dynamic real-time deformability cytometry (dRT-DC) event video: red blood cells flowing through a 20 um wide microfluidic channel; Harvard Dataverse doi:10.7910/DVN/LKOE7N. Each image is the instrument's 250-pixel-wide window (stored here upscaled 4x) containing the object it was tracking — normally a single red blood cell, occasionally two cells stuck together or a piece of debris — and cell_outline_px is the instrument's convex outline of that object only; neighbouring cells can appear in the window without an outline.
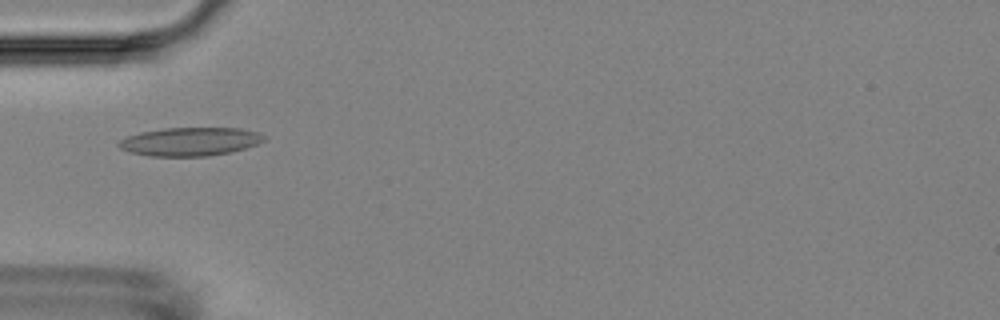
{"species": "Egyptian fruit bat (a non-hibernating species)", "species_latin": "Rousettus aegyptiacus", "temperature_condition": "room temperature", "stored_images_in_passage": 10, "camera_frame_rate_fps": 3000, "um_per_image_px": 0.085, "animal": {"sex": "female"}, "frame": {"image": 1, "passage_image": 1, "time_ms": 0.0, "image_size_px": [1000, 320], "cell_outline_px": [[264, 140], [256, 144], [244, 148], [228, 152], [208, 156], [148, 156], [128, 152], [120, 148], [116, 144], [120, 140], [128, 136], [140, 132], [164, 128], [240, 128], [256, 132], [264, 136]], "centroid_in_image_um": [16.09, 12.03], "position_along_channel_um": 68.9, "area_um2": 23.93}}
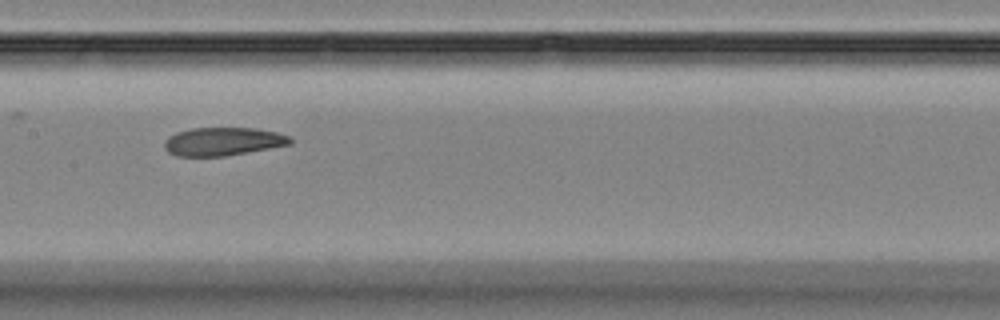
{"frame": {"image": 2, "passage_image": 4, "time_ms": 3.333, "image_size_px": [1000, 320], "cell_outline_px": [[292, 144], [224, 156], [176, 156], [168, 152], [164, 148], [164, 140], [168, 136], [176, 132], [192, 128], [256, 128], [276, 132], [288, 136], [292, 140]], "centroid_in_image_um": [18.91, 12.02], "position_along_channel_um": 188.5, "area_um2": 20.69}}
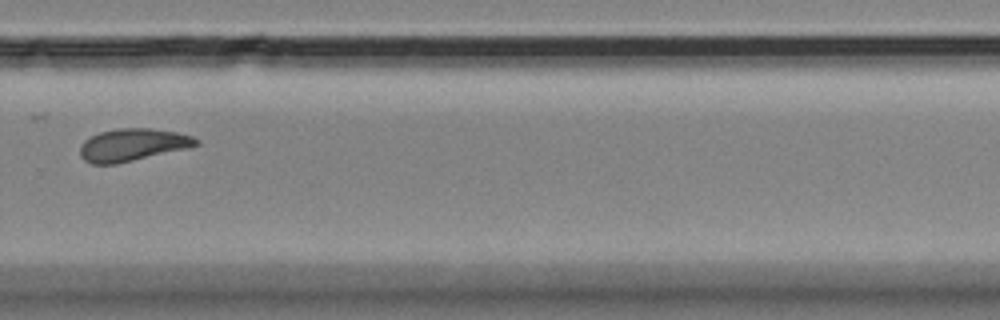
{"frame": {"image": 3, "passage_image": 7, "time_ms": 7.0, "image_size_px": [1000, 320], "cell_outline_px": [[200, 144], [188, 148], [116, 164], [92, 164], [84, 160], [80, 156], [80, 144], [84, 140], [100, 132], [116, 128], [152, 128], [176, 132], [192, 136], [200, 140]], "centroid_in_image_um": [11.27, 12.31], "position_along_channel_um": 318.5, "area_um2": 22.02}, "authors_computed_cell_mechanics": {"area_um2": 21.4727, "velocity_mm_per_s": 3.5694, "shape_relaxation_time_tau1_ms": 6.1038, "shape_relaxation_time_tau2_ms": 3.8679, "deformation_change_tau1": 0.1154, "deformation_change_tau2": 0.0813}}